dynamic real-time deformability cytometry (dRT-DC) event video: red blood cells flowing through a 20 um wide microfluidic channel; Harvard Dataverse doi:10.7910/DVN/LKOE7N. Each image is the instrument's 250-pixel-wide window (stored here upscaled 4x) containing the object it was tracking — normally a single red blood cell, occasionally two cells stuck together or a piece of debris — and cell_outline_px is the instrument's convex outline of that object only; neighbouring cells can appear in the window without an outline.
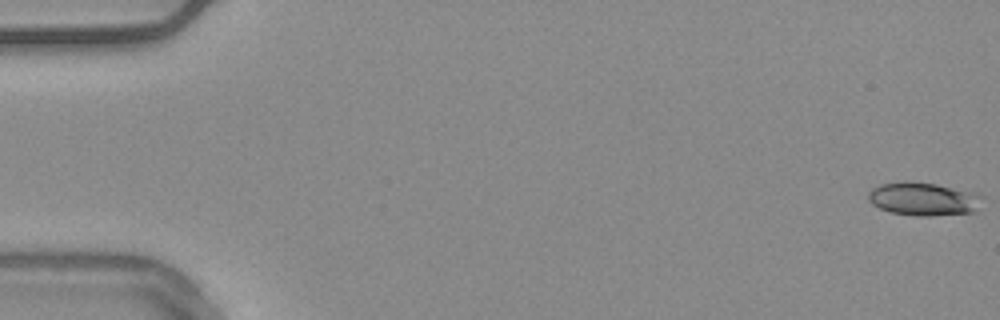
{"species": "common noctule bat (a hibernating species)", "species_latin": "Nyctalus noctula", "temperature_condition": "warm", "stored_images_in_passage": 55, "camera_frame_rate_fps": 3000, "um_per_image_px": 0.085, "animal": {"sex": "male", "body_mass_g": 20.4}, "frame": {"image": 1, "passage_image": 1, "time_ms": 0.0, "image_size_px": [1000, 320], "cell_outline_px": [[984, 196], [972, 212], [932, 216], [916, 216], [892, 212], [880, 208], [872, 204], [868, 200], [868, 192], [872, 188], [880, 184], [936, 184]], "centroid_in_image_um": [78.45, 16.96], "position_along_channel_um": 6.5, "area_um2": 20.98}}
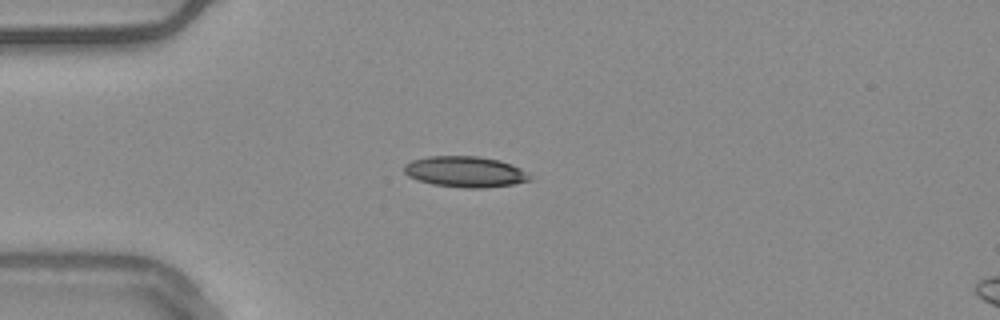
{"frame": {"image": 2, "passage_image": 15, "time_ms": 4.667, "image_size_px": [1000, 320], "cell_outline_px": [[532, 180], [512, 184], [484, 188], [464, 188], [432, 184], [416, 180], [408, 176], [404, 172], [404, 164], [412, 160], [428, 156], [476, 156], [500, 160], [512, 164], [520, 168], [532, 176]], "centroid_in_image_um": [39.53, 14.6], "position_along_channel_um": 45.5, "area_um2": 22.77}}
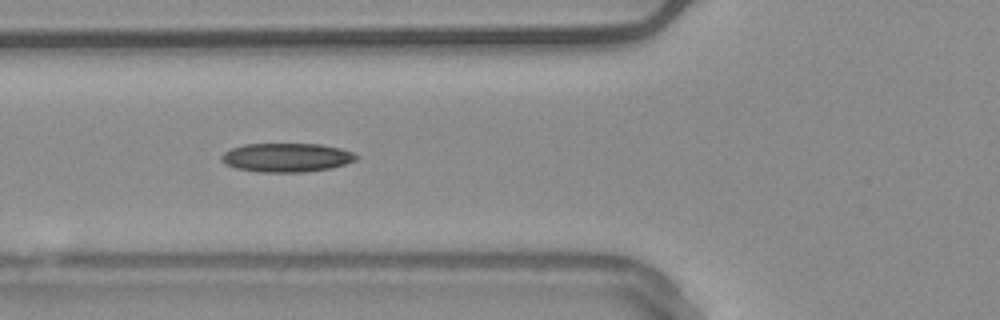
{"frame": {"image": 3, "passage_image": 21, "time_ms": 6.667, "image_size_px": [1000, 320], "cell_outline_px": [[360, 156], [356, 160], [332, 168], [304, 172], [260, 172], [236, 168], [224, 164], [220, 160], [220, 156], [224, 152], [232, 148], [244, 144], [320, 144], [340, 148], [352, 152]], "centroid_in_image_um": [24.35, 13.39], "position_along_channel_um": 101.5, "area_um2": 22.77}, "authors_computed_cell_mechanics": {"area_um2": 21.386, "velocity_mm_per_s": 3.773, "shape_relaxation_time_tau1_ms": null, "shape_relaxation_time_tau2_ms": 11.2299, "deformation_change_tau1": null, "deformation_change_tau2": 0.2251}}